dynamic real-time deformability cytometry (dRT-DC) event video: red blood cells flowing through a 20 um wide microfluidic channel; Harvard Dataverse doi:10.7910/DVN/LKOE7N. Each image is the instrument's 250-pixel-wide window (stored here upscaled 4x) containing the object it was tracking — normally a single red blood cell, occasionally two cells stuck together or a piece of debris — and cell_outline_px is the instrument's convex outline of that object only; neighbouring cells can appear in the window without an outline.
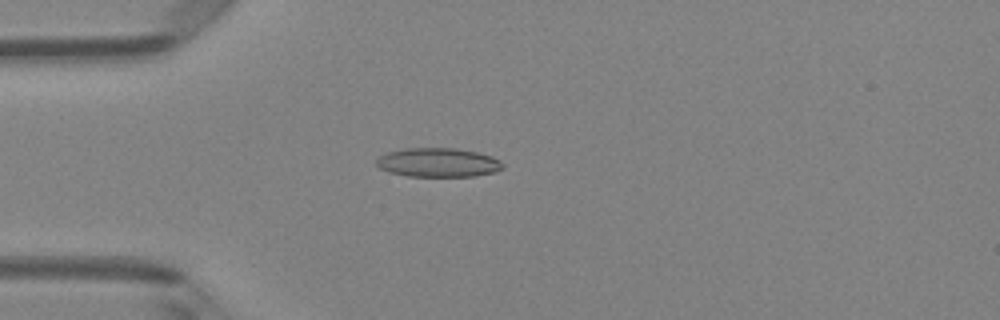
{"species": "Egyptian fruit bat (a non-hibernating species)", "species_latin": "Rousettus aegyptiacus", "temperature_condition": "room temperature", "stored_images_in_passage": 50, "camera_frame_rate_fps": 3000, "um_per_image_px": 0.085, "animal": {"sex": "female"}, "frame": {"image": 1, "passage_image": 14, "time_ms": 4.333, "image_size_px": [1000, 320], "cell_outline_px": [[504, 168], [496, 172], [476, 176], [408, 176], [388, 172], [380, 168], [376, 164], [376, 160], [380, 156], [388, 152], [404, 148], [456, 148], [476, 152], [492, 156], [500, 160], [504, 164]], "centroid_in_image_um": [37.27, 13.81], "position_along_channel_um": 47.7, "area_um2": 21.5}}
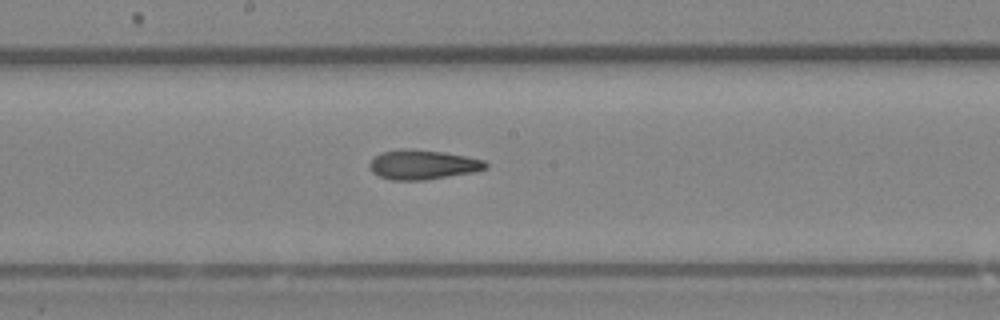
{"frame": {"image": 2, "passage_image": 27, "time_ms": 8.667, "image_size_px": [1000, 320], "cell_outline_px": [[488, 168], [476, 172], [424, 180], [392, 180], [380, 176], [372, 172], [368, 168], [368, 164], [372, 156], [380, 152], [400, 148], [412, 148], [444, 152], [484, 160], [488, 164]], "centroid_in_image_um": [35.89, 13.98], "position_along_channel_um": 212.3, "area_um2": 20.4}}
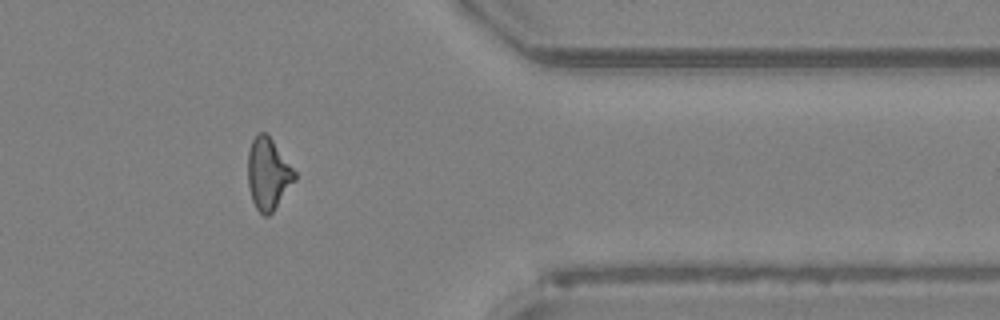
{"frame": {"image": 3, "passage_image": 41, "time_ms": 13.333, "image_size_px": [1000, 320], "cell_outline_px": [[296, 180], [272, 212], [268, 216], [264, 216], [256, 208], [252, 200], [248, 184], [248, 152], [252, 140], [256, 132], [264, 132], [272, 140], [296, 172]], "centroid_in_image_um": [22.78, 14.78], "position_along_channel_um": 388.6, "area_um2": 19.42}, "authors_computed_cell_mechanics": {"area_um2": 20.2589, "velocity_mm_per_s": 4.1404, "shape_relaxation_time_tau1_ms": 5.4881, "shape_relaxation_time_tau2_ms": 3.4492, "deformation_change_tau1": 0.1655, "deformation_change_tau2": 0.1394}}